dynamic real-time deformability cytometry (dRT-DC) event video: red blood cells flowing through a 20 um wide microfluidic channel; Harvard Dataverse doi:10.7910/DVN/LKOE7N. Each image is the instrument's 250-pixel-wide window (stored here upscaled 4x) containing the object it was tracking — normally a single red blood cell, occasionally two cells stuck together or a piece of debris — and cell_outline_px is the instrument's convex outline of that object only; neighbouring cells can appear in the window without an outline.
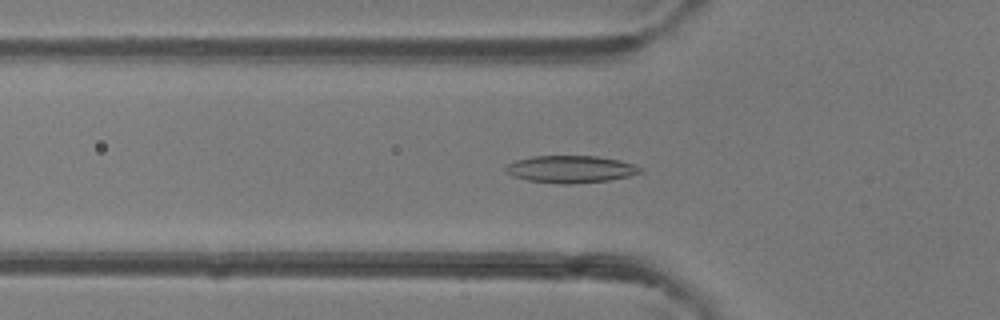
{"species": "common noctule bat (a hibernating species)", "species_latin": "Nyctalus noctula", "temperature_condition": "room temperature", "stored_images_in_passage": 48, "camera_frame_rate_fps": 3000, "um_per_image_px": 0.085, "animal": {"sex": "female"}, "frame": {"image": 1, "passage_image": 16, "time_ms": 5.0, "image_size_px": [1000, 320], "cell_outline_px": [[644, 172], [628, 176], [608, 180], [572, 184], [560, 184], [528, 180], [512, 176], [504, 168], [508, 164], [516, 160], [532, 156], [596, 156], [620, 160], [632, 164], [640, 168]], "centroid_in_image_um": [48.5, 14.38], "position_along_channel_um": 77.3, "area_um2": 21.21}}
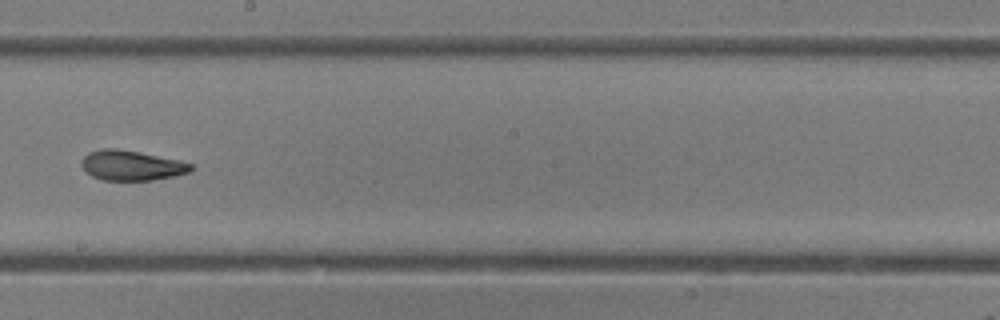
{"frame": {"image": 2, "passage_image": 27, "time_ms": 8.667, "image_size_px": [1000, 320], "cell_outline_px": [[196, 168], [188, 172], [172, 176], [152, 180], [104, 180], [92, 176], [80, 164], [84, 156], [88, 152], [104, 148], [116, 148], [180, 160], [192, 164]], "centroid_in_image_um": [11.18, 14.06], "position_along_channel_um": 237.0, "area_um2": 18.96}}
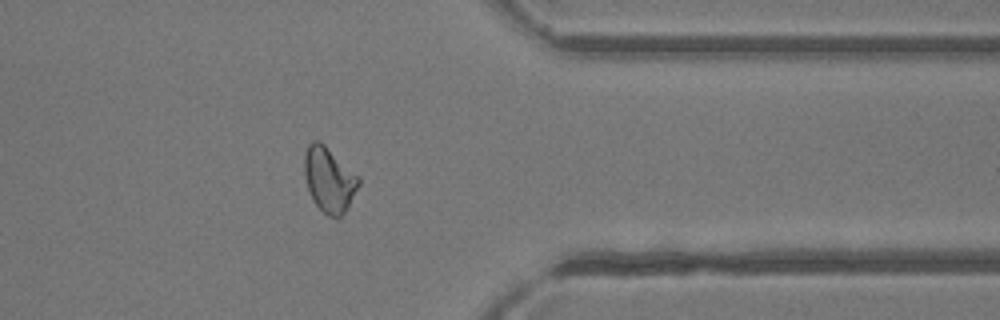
{"frame": {"image": 3, "passage_image": 38, "time_ms": 12.333, "image_size_px": [1000, 320], "cell_outline_px": [[360, 184], [344, 212], [336, 220], [328, 216], [312, 200], [304, 176], [304, 152], [308, 144], [312, 140], [320, 140], [360, 176]], "centroid_in_image_um": [27.97, 15.23], "position_along_channel_um": 383.4, "area_um2": 20.75}, "authors_computed_cell_mechanics": {"area_um2": 20.23, "velocity_mm_per_s": 4.3308, "shape_relaxation_time_tau1_ms": 5.1038, "shape_relaxation_time_tau2_ms": 1.6966, "deformation_change_tau1": 0.1715, "deformation_change_tau2": 0.0839}}